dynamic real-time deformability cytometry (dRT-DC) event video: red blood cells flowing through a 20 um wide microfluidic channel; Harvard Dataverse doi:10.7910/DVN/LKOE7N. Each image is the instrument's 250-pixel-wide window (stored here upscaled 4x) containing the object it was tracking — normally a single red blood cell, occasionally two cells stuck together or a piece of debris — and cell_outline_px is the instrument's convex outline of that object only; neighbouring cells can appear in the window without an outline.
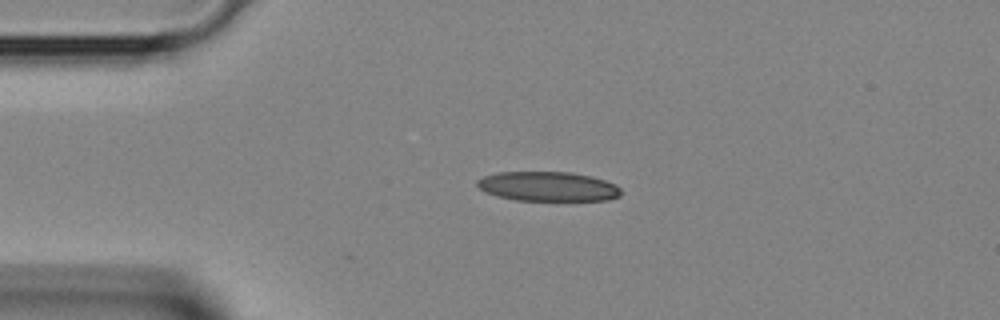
{"species": "Egyptian fruit bat (a non-hibernating species)", "species_latin": "Rousettus aegyptiacus", "temperature_condition": "room temperature", "stored_images_in_passage": 3, "camera_frame_rate_fps": 3000, "um_per_image_px": 0.085, "animal": {"sex": "female"}, "frame": {"image": 1, "passage_image": 2, "time_ms": 0.333, "image_size_px": [1000, 320], "cell_outline_px": [[620, 196], [608, 200], [516, 200], [496, 196], [484, 192], [476, 184], [476, 180], [484, 176], [496, 172], [572, 172], [592, 176], [616, 184], [620, 188]], "centroid_in_image_um": [46.56, 15.84], "position_along_channel_um": 38.4, "area_um2": 24.85}}